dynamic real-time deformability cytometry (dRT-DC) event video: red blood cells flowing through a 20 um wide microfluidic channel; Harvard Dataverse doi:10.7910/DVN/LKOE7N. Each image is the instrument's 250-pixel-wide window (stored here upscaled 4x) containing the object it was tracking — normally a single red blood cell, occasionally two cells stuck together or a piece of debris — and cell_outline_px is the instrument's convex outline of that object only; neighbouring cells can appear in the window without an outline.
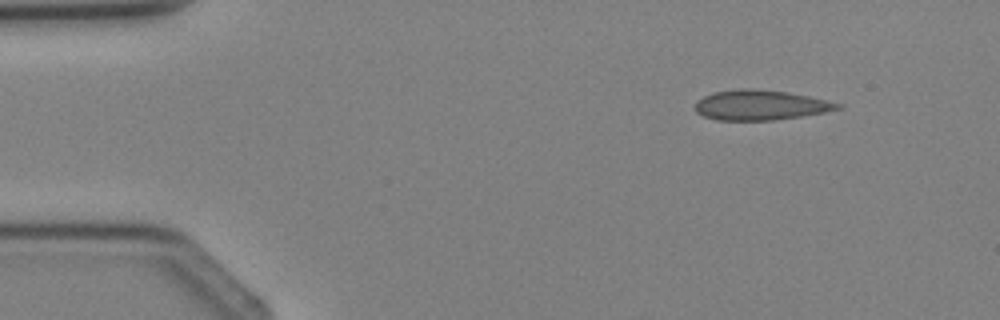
{"species": "Egyptian fruit bat (a non-hibernating species)", "species_latin": "Rousettus aegyptiacus", "temperature_condition": "cold", "stored_images_in_passage": 3, "camera_frame_rate_fps": 3000, "um_per_image_px": 0.085, "animal": {"sex": "female"}, "frame": {"image": 1, "passage_image": 1, "time_ms": 0.0, "image_size_px": [1000, 320], "cell_outline_px": [[844, 108], [824, 112], [800, 116], [772, 120], [716, 120], [704, 116], [696, 112], [696, 104], [704, 96], [712, 92], [740, 88], [748, 88], [784, 92], [808, 96], [844, 104]], "centroid_in_image_um": [64.65, 8.93], "position_along_channel_um": 20.3, "area_um2": 24.68}}
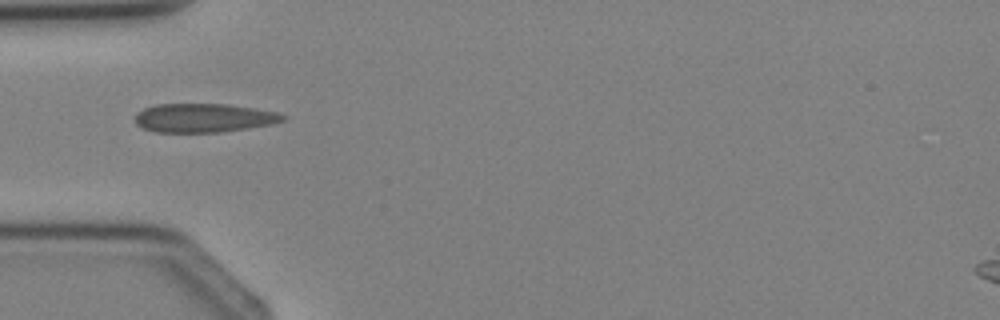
{"frame": {"image": 2, "passage_image": 3, "time_ms": 2.333, "image_size_px": [1000, 320], "cell_outline_px": [[288, 116], [284, 120], [272, 124], [248, 128], [220, 132], [156, 132], [144, 128], [136, 124], [136, 112], [144, 108], [156, 104], [228, 104], [256, 108], [280, 112]], "centroid_in_image_um": [17.36, 10.01], "position_along_channel_um": 67.6, "area_um2": 24.97}}